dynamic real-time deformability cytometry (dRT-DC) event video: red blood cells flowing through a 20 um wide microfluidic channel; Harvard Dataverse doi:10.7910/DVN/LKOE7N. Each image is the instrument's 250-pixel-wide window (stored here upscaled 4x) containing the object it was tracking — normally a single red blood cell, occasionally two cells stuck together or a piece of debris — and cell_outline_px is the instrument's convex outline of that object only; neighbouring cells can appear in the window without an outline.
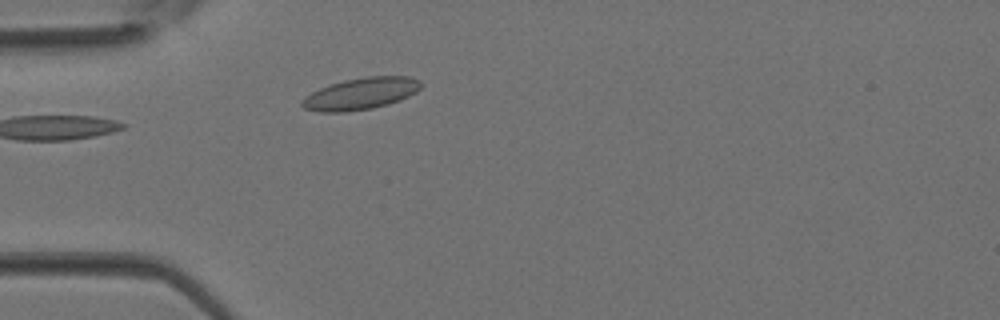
{"species": "Egyptian fruit bat (a non-hibernating species)", "species_latin": "Rousettus aegyptiacus", "temperature_condition": "room temperature", "stored_images_in_passage": 2, "camera_frame_rate_fps": 3000, "um_per_image_px": 0.085, "animal": {"sex": "female"}, "frame": {"image": 1, "passage_image": 2, "time_ms": 0.333, "image_size_px": [1000, 320], "cell_outline_px": [[424, 84], [416, 92], [400, 100], [388, 104], [372, 108], [344, 112], [320, 112], [304, 108], [300, 104], [304, 96], [320, 88], [344, 80], [368, 76], [408, 76], [420, 80]], "centroid_in_image_um": [30.68, 7.96], "position_along_channel_um": 54.3, "area_um2": 22.02}}